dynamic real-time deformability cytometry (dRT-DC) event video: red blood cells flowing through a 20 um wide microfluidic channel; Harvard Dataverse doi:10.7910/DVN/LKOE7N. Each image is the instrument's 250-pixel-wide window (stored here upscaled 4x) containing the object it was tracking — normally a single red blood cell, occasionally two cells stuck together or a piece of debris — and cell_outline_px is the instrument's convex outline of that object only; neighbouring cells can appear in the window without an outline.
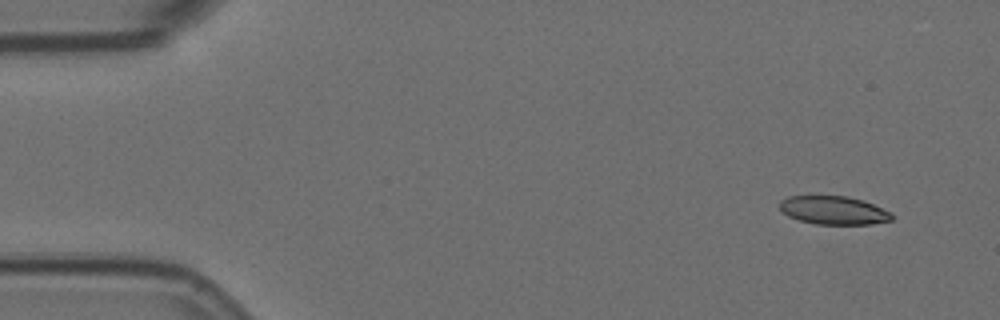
{"species": "Egyptian fruit bat (a non-hibernating species)", "species_latin": "Rousettus aegyptiacus", "temperature_condition": "room temperature", "stored_images_in_passage": 6, "segment_of_instrument_passage": [2, 2], "camera_frame_rate_fps": 3000, "um_per_image_px": 0.085, "animal": {"sex": "female"}, "frame": {"image": 1, "passage_image": 6, "time_ms": 1.667, "image_size_px": [1000, 320], "cell_outline_px": [[896, 216], [892, 220], [872, 224], [816, 224], [800, 220], [788, 216], [780, 208], [780, 200], [788, 196], [848, 196], [864, 200], [892, 212]], "centroid_in_image_um": [70.92, 17.87], "position_along_channel_um": 14.1, "area_um2": 18.67}}